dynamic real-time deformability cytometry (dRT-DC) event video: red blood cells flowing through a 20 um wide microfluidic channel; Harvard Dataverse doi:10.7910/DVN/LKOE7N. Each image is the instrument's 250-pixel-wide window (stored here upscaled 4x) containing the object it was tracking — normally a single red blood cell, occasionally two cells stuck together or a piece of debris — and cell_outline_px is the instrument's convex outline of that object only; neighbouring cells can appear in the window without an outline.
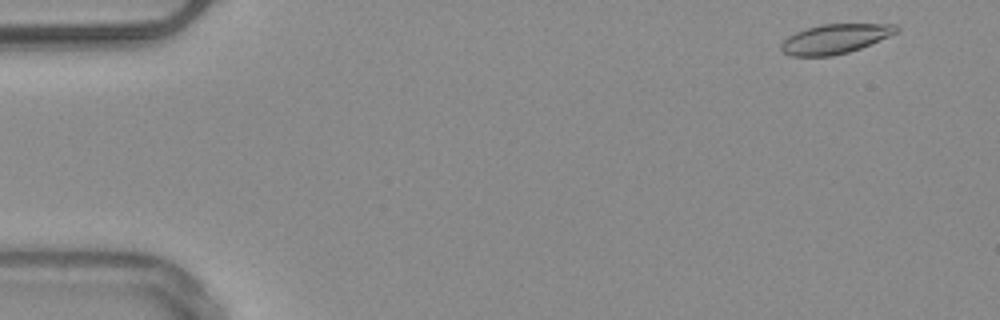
{"species": "common noctule bat (a hibernating species)", "species_latin": "Nyctalus noctula", "temperature_condition": "warm", "stored_images_in_passage": 16, "camera_frame_rate_fps": 3000, "um_per_image_px": 0.085, "animal": {"sex": "male", "body_mass_g": 20.4}, "frame": {"image": 1, "passage_image": 2, "time_ms": 0.333, "image_size_px": [1000, 320], "cell_outline_px": [[900, 28], [896, 32], [888, 36], [860, 48], [848, 52], [832, 56], [792, 56], [784, 52], [780, 48], [780, 44], [788, 36], [796, 32], [820, 24], [896, 24]], "centroid_in_image_um": [70.96, 3.3], "position_along_channel_um": 14.0, "area_um2": 19.59}}
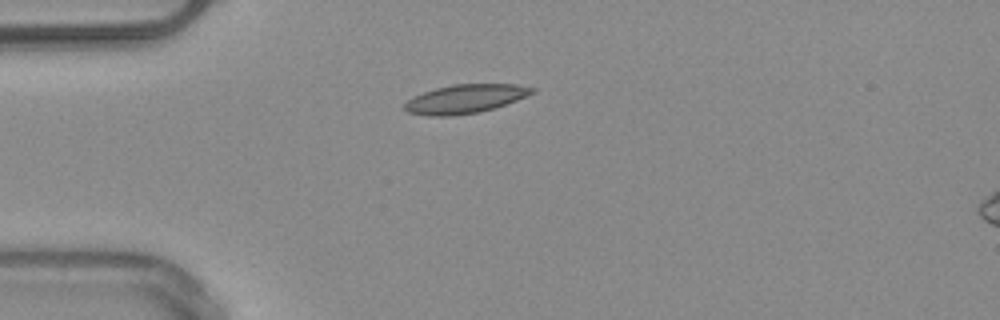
{"frame": {"image": 2, "passage_image": 12, "time_ms": 3.667, "image_size_px": [1000, 320], "cell_outline_px": [[536, 92], [516, 100], [492, 108], [476, 112], [448, 116], [428, 116], [408, 112], [404, 108], [404, 104], [412, 96], [436, 88], [452, 84], [516, 84], [536, 88]], "centroid_in_image_um": [39.53, 8.39], "position_along_channel_um": 45.5, "area_um2": 21.15}}